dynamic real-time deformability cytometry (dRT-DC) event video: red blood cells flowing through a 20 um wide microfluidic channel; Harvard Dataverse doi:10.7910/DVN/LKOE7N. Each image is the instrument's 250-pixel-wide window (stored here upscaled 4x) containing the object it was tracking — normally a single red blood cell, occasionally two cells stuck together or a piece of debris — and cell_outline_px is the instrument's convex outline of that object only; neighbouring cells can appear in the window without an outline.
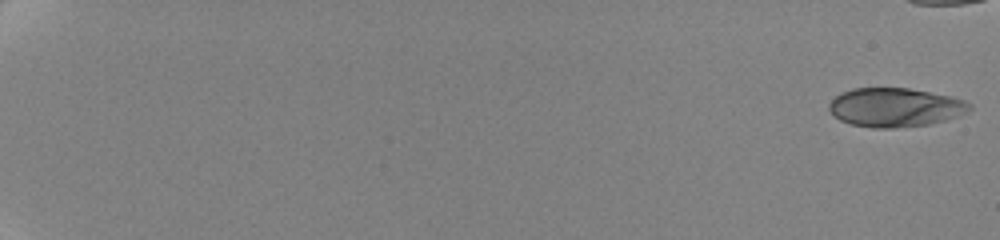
{"species": "human", "species_latin": "Homo sapiens", "temperature_condition": "cold", "stored_images_in_passage": 47, "camera_frame_rate_fps": 3000, "um_per_image_px": 0.085, "donor": {"sex": "female"}, "frame": {"image": 1, "passage_image": 1, "time_ms": 0.0, "image_size_px": [1000, 240], "cell_outline_px": [[972, 108], [968, 112], [944, 120], [928, 124], [892, 128], [872, 128], [852, 124], [840, 120], [828, 108], [828, 104], [836, 96], [852, 88], [908, 88], [952, 96], [964, 100], [972, 104]], "centroid_in_image_um": [76.11, 9.12], "position_along_channel_um": 8.9, "area_um2": 31.67}}
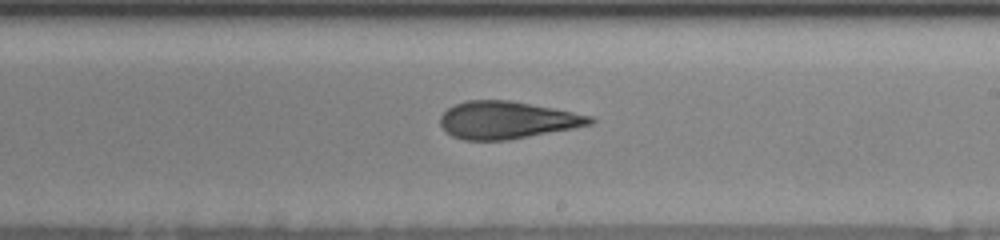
{"frame": {"image": 2, "passage_image": 36, "time_ms": 13.0, "image_size_px": [1000, 240], "cell_outline_px": [[596, 120], [592, 124], [572, 128], [508, 140], [464, 140], [452, 136], [440, 124], [440, 116], [448, 108], [456, 104], [468, 100], [508, 100], [552, 108], [592, 116]], "centroid_in_image_um": [43.08, 10.21], "position_along_channel_um": 245.9, "area_um2": 32.25}}
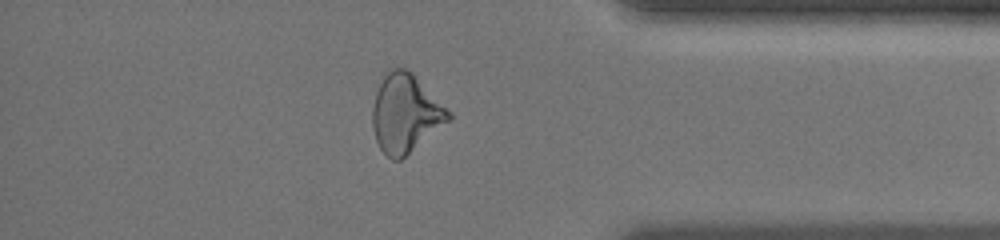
{"frame": {"image": 3, "passage_image": 46, "time_ms": 17.667, "image_size_px": [1000, 240], "cell_outline_px": [[452, 120], [400, 160], [392, 160], [380, 148], [376, 140], [372, 128], [372, 108], [376, 92], [384, 72], [388, 68], [408, 68], [452, 112]], "centroid_in_image_um": [34.48, 9.62], "position_along_channel_um": 400.7, "area_um2": 35.14}}